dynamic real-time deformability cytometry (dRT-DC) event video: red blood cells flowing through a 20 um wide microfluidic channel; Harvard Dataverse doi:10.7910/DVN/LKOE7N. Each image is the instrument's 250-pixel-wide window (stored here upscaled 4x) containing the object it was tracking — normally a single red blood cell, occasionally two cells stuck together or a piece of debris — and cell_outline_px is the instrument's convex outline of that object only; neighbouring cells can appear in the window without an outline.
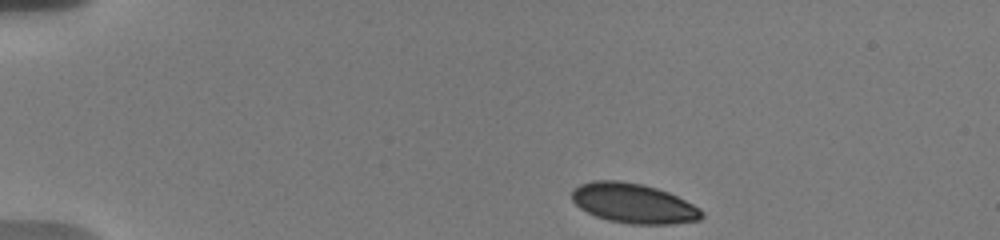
{"species": "human", "species_latin": "Homo sapiens", "temperature_condition": "warm", "stored_images_in_passage": 46, "camera_frame_rate_fps": 3000, "um_per_image_px": 0.085, "donor": {"sex": "male"}, "frame": {"image": 1, "passage_image": 1, "time_ms": 0.0, "image_size_px": [1000, 240], "cell_outline_px": [[704, 216], [700, 220], [672, 224], [632, 224], [608, 220], [596, 216], [580, 208], [572, 200], [572, 188], [580, 184], [592, 180], [620, 180], [644, 184], [668, 192], [700, 208], [704, 212]], "centroid_in_image_um": [53.84, 17.27], "position_along_channel_um": 31.2, "area_um2": 30.23}}
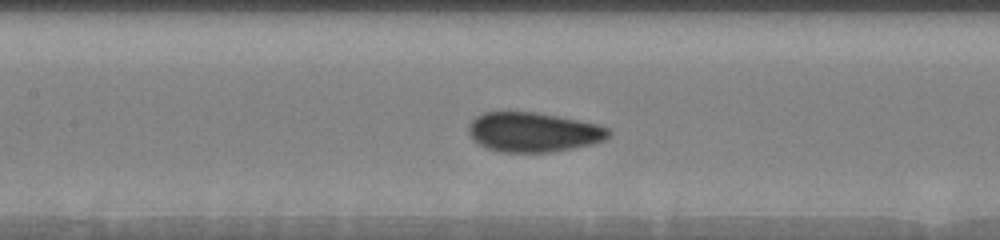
{"frame": {"image": 2, "passage_image": 18, "time_ms": 5.667, "image_size_px": [1000, 240], "cell_outline_px": [[612, 132], [604, 140], [592, 144], [552, 152], [500, 152], [488, 148], [480, 144], [468, 132], [468, 124], [476, 116], [484, 112], [536, 112], [560, 116], [596, 124], [608, 128]], "centroid_in_image_um": [45.34, 11.22], "position_along_channel_um": 162.1, "area_um2": 32.19}}
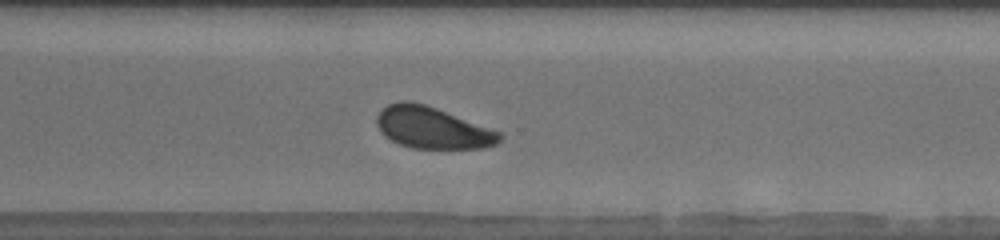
{"frame": {"image": 3, "passage_image": 32, "time_ms": 10.333, "image_size_px": [1000, 240], "cell_outline_px": [[504, 136], [496, 144], [484, 148], [412, 148], [400, 144], [384, 136], [380, 132], [376, 124], [376, 116], [388, 104], [404, 100], [408, 100], [424, 104], [436, 108], [500, 132]], "centroid_in_image_um": [36.73, 10.86], "position_along_channel_um": 333.9, "area_um2": 29.59}, "authors_computed_cell_mechanics": {"area_um2": 31.3565, "velocity_mm_per_s": 3.6949, "shape_relaxation_time_tau1_ms": 6.1366, "shape_relaxation_time_tau2_ms": null, "deformation_change_tau1": 0.144, "deformation_change_tau2": null}}